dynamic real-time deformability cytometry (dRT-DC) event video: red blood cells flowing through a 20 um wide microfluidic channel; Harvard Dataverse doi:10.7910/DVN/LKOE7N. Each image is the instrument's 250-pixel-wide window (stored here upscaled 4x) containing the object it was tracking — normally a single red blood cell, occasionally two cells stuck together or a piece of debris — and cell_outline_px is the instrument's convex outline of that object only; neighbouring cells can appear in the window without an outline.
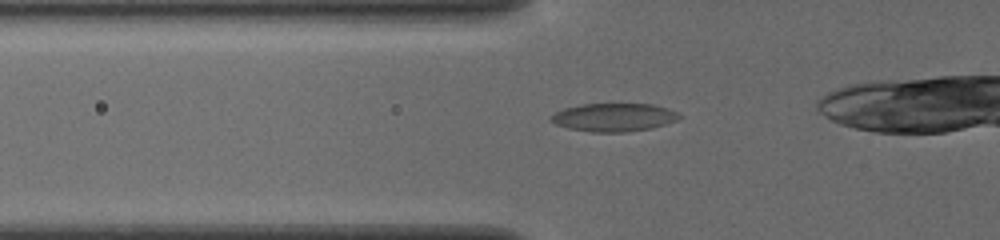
{"species": "common noctule bat (a hibernating species)", "species_latin": "Nyctalus noctula", "temperature_condition": "cold", "stored_images_in_passage": 38, "camera_frame_rate_fps": 3000, "um_per_image_px": 0.085, "animal": {"sex": "female", "body_mass_g": 19.5, "forearm_length_mm": 54.1}, "frame": {"image": 1, "passage_image": 10, "time_ms": 3.0, "image_size_px": [1000, 240], "cell_outline_px": [[684, 116], [676, 120], [652, 128], [624, 132], [592, 132], [568, 128], [556, 124], [548, 120], [556, 112], [564, 108], [584, 104], [652, 104], [668, 108]], "centroid_in_image_um": [52.19, 9.97], "position_along_channel_um": 73.6, "area_um2": 20.98}}
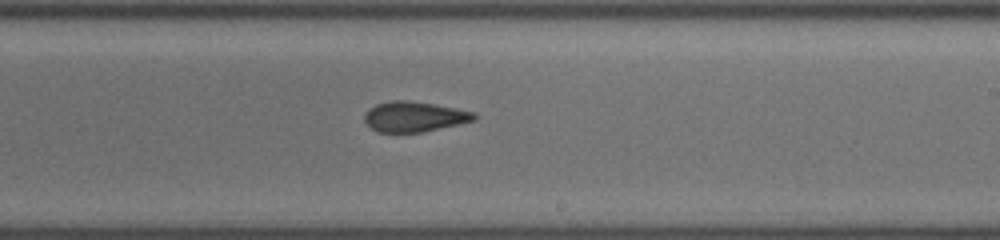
{"frame": {"image": 2, "passage_image": 24, "time_ms": 7.667, "image_size_px": [1000, 240], "cell_outline_px": [[476, 120], [424, 132], [376, 132], [364, 120], [364, 116], [376, 104], [392, 100], [404, 100], [432, 104], [456, 108], [476, 112]], "centroid_in_image_um": [35.25, 9.92], "position_along_channel_um": 253.8, "area_um2": 19.13}}
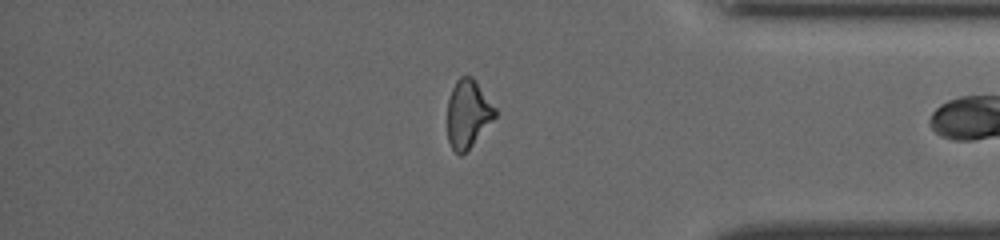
{"frame": {"image": 3, "passage_image": 36, "time_ms": 11.667, "image_size_px": [1000, 240], "cell_outline_px": [[496, 116], [468, 152], [460, 156], [452, 148], [448, 140], [448, 100], [452, 88], [456, 80], [460, 76], [472, 76], [496, 108]], "centroid_in_image_um": [39.78, 9.7], "position_along_channel_um": 395.4, "area_um2": 19.02}}